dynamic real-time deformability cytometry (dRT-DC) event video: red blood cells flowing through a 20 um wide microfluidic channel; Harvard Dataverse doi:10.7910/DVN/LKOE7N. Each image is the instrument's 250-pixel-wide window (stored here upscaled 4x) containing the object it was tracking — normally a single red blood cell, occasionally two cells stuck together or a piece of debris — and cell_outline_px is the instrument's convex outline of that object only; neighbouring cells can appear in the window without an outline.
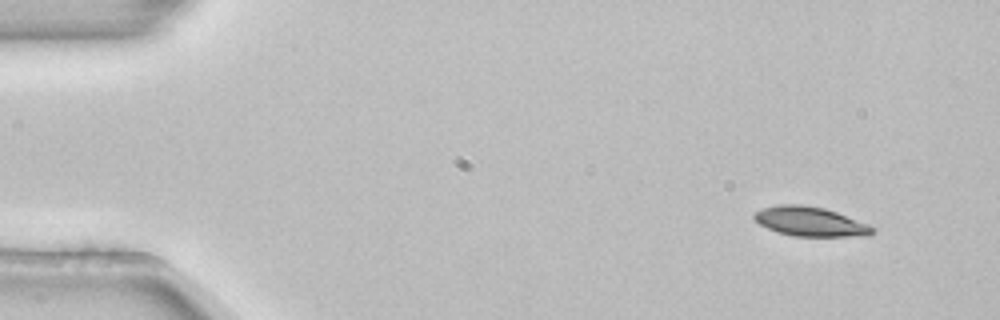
{"species": "common noctule bat (a hibernating species)", "species_latin": "Nyctalus noctula", "temperature_condition": "room temperature", "stored_images_in_passage": 4, "camera_frame_rate_fps": 3000, "um_per_image_px": 0.085, "animal": {"sex": "female", "body_mass_g": 22.7, "forearm_length_mm": 54.2}, "frame": {"image": 1, "passage_image": 1, "time_ms": 0.0, "image_size_px": [1000, 320], "cell_outline_px": [[876, 232], [868, 236], [796, 236], [780, 232], [768, 228], [760, 224], [752, 216], [756, 212], [764, 208], [780, 204], [800, 204], [824, 208], [836, 212], [868, 224], [876, 228]], "centroid_in_image_um": [68.92, 18.83], "position_along_channel_um": 16.1, "area_um2": 20.06}}